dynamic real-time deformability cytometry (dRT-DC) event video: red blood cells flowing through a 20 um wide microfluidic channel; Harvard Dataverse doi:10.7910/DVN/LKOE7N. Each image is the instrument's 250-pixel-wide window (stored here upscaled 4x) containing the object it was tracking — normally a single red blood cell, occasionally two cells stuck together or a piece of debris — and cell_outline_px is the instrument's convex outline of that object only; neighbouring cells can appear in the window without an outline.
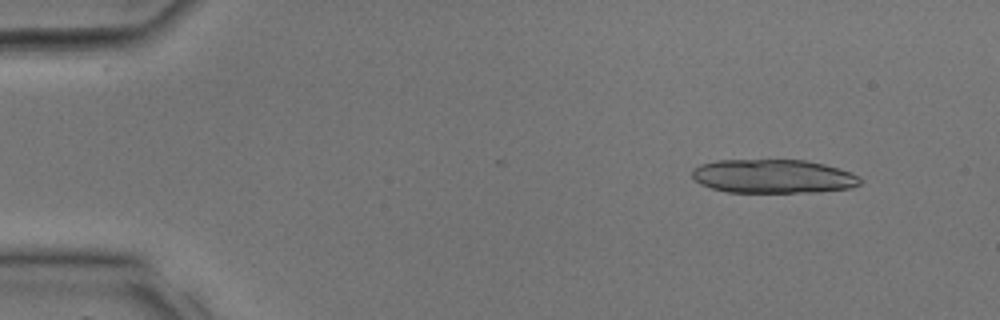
{"species": "common noctule bat (a hibernating species)", "species_latin": "Nyctalus noctula", "temperature_condition": "room temperature", "stored_images_in_passage": 30, "segment_of_instrument_passage": [1, 2], "camera_frame_rate_fps": 3000, "um_per_image_px": 0.085, "animal": {"sex": "male", "body_mass_g": 17.9, "forearm_length_mm": 54.2}, "frame": {"image": 1, "passage_image": 3, "time_ms": 0.667, "image_size_px": [1000, 320], "cell_outline_px": [[864, 180], [860, 184], [852, 188], [816, 192], [728, 192], [712, 188], [700, 184], [692, 176], [692, 168], [700, 164], [716, 160], [804, 160], [824, 164], [860, 176]], "centroid_in_image_um": [65.72, 14.99], "position_along_channel_um": 19.3, "area_um2": 33.18}}